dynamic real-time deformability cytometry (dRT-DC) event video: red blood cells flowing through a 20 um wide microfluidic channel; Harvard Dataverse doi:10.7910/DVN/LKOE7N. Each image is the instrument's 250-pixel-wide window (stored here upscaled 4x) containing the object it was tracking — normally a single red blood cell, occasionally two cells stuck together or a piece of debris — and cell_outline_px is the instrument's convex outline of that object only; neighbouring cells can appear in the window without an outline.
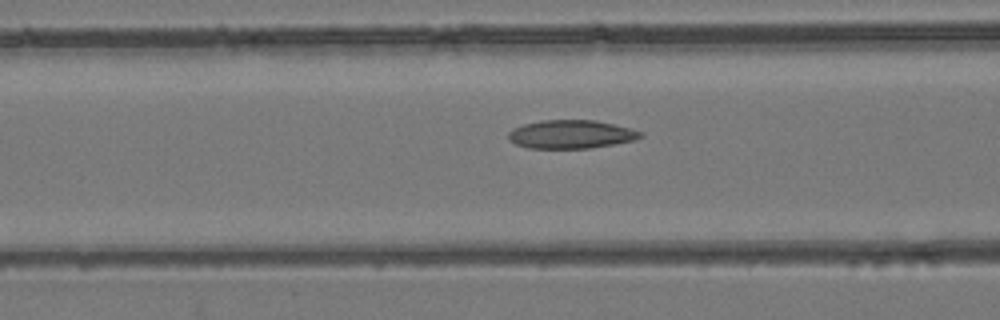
{"species": "common noctule bat (a hibernating species)", "species_latin": "Nyctalus noctula", "temperature_condition": "room temperature", "stored_images_in_passage": 49, "camera_frame_rate_fps": 3000, "um_per_image_px": 0.085, "animal": {"sex": "female", "body_mass_g": 24.6, "forearm_length_mm": 56.2}, "frame": {"image": 1, "passage_image": 20, "time_ms": 6.333, "image_size_px": [1000, 320], "cell_outline_px": [[644, 136], [636, 140], [588, 148], [528, 148], [516, 144], [508, 140], [508, 132], [512, 128], [524, 124], [540, 120], [596, 120], [644, 132]], "centroid_in_image_um": [48.52, 11.41], "position_along_channel_um": 118.1, "area_um2": 21.91}}
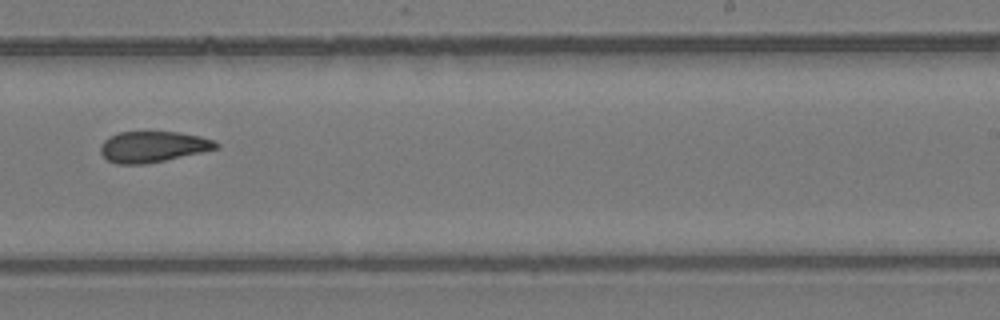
{"frame": {"image": 2, "passage_image": 31, "time_ms": 10.0, "image_size_px": [1000, 320], "cell_outline_px": [[220, 148], [164, 160], [144, 164], [116, 164], [108, 160], [100, 152], [100, 144], [108, 136], [120, 132], [180, 132], [200, 136], [216, 140], [220, 144]], "centroid_in_image_um": [13.01, 12.46], "position_along_channel_um": 276.0, "area_um2": 20.92}}
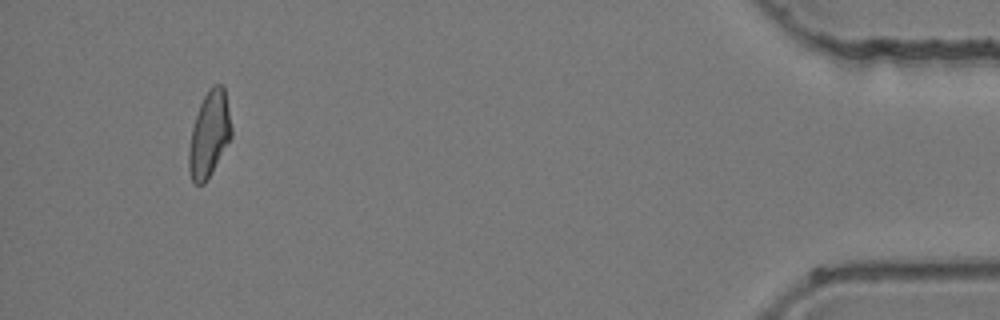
{"frame": {"image": 3, "passage_image": 46, "time_ms": 15.0, "image_size_px": [1000, 320], "cell_outline_px": [[232, 136], [204, 184], [196, 184], [192, 180], [188, 168], [188, 152], [192, 128], [200, 104], [208, 88], [212, 84], [224, 84], [232, 128]], "centroid_in_image_um": [17.79, 11.36], "position_along_channel_um": 417.4, "area_um2": 21.1}}